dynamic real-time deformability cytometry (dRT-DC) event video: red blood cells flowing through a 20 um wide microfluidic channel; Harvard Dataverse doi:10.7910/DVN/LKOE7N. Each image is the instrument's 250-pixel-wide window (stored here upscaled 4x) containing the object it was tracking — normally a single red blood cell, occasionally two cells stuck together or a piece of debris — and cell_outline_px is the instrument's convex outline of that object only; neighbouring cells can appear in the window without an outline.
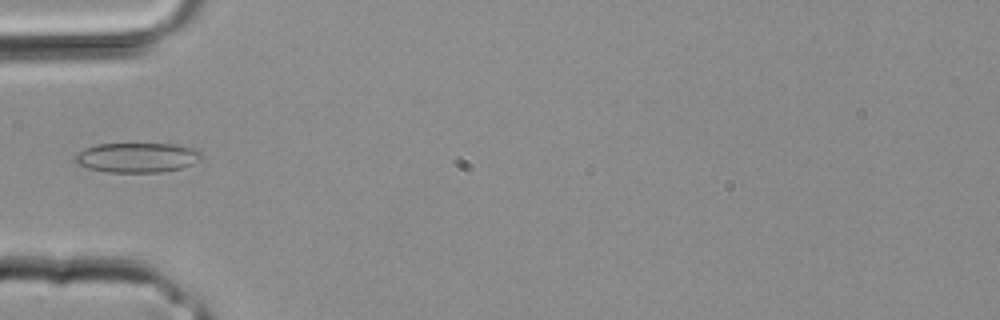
{"species": "common noctule bat (a hibernating species)", "species_latin": "Nyctalus noctula", "temperature_condition": "room temperature", "stored_images_in_passage": 2, "camera_frame_rate_fps": 3000, "um_per_image_px": 0.085, "animal": {"sex": "male", "body_mass_g": 20.4}, "frame": {"image": 1, "passage_image": 2, "time_ms": 0.333, "image_size_px": [1000, 320], "cell_outline_px": [[200, 156], [192, 164], [180, 168], [160, 172], [108, 172], [88, 168], [76, 164], [76, 156], [84, 148], [96, 144], [176, 144], [192, 148], [200, 152]], "centroid_in_image_um": [11.61, 13.39], "position_along_channel_um": 73.4, "area_um2": 21.56}}